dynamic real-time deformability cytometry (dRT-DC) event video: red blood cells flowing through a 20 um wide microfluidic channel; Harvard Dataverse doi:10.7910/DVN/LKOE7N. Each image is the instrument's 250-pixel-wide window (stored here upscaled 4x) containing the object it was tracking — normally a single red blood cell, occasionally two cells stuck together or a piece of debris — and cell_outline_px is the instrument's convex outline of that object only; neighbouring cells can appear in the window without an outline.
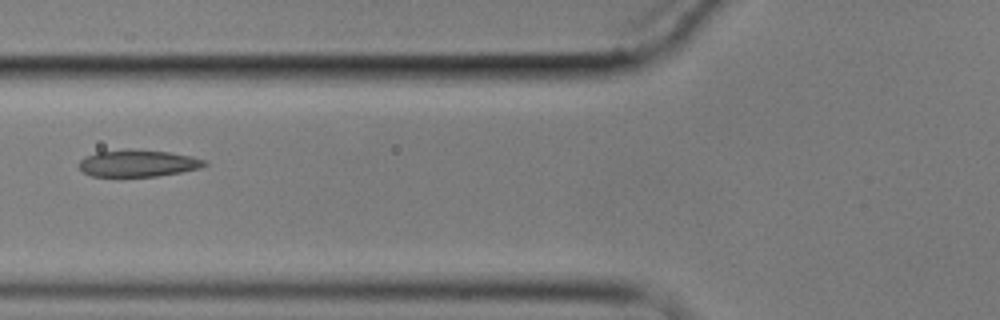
{"species": "common noctule bat (a hibernating species)", "species_latin": "Nyctalus noctula", "temperature_condition": "cold", "stored_images_in_passage": 6, "camera_frame_rate_fps": 3000, "um_per_image_px": 0.085, "animal": {"sex": "male", "body_mass_g": 17.9}, "frame": {"image": 1, "passage_image": 6, "time_ms": 6.0, "image_size_px": [1000, 320], "cell_outline_px": [[208, 164], [200, 168], [180, 172], [156, 176], [92, 176], [84, 172], [76, 164], [84, 156], [96, 152], [128, 148], [168, 152], [192, 156], [204, 160]], "centroid_in_image_um": [11.68, 13.86], "position_along_channel_um": 114.1, "area_um2": 19.77}}